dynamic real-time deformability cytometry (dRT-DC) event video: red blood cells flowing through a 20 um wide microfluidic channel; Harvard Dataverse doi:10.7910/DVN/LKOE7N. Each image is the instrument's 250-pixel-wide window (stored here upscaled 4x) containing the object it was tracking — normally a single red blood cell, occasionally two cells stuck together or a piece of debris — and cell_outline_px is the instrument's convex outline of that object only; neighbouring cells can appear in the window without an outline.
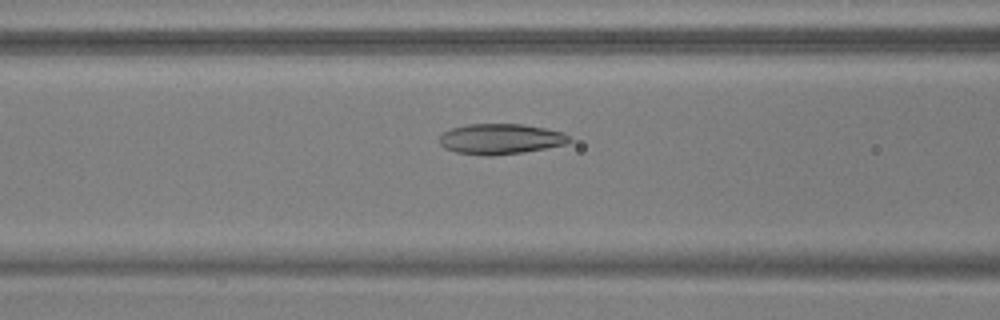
{"species": "common noctule bat (a hibernating species)", "species_latin": "Nyctalus noctula", "temperature_condition": "warm", "stored_images_in_passage": 54, "camera_frame_rate_fps": 3000, "um_per_image_px": 0.085, "animal": {"sex": "male", "body_mass_g": 17.9, "forearm_length_mm": 54.2}, "frame": {"image": 1, "passage_image": 23, "time_ms": 7.333, "image_size_px": [1000, 320], "cell_outline_px": [[572, 140], [564, 144], [524, 152], [492, 156], [488, 156], [456, 152], [444, 148], [440, 144], [440, 136], [444, 132], [452, 128], [468, 124], [524, 124], [564, 132]], "centroid_in_image_um": [42.54, 11.81], "position_along_channel_um": 124.1, "area_um2": 22.95}}
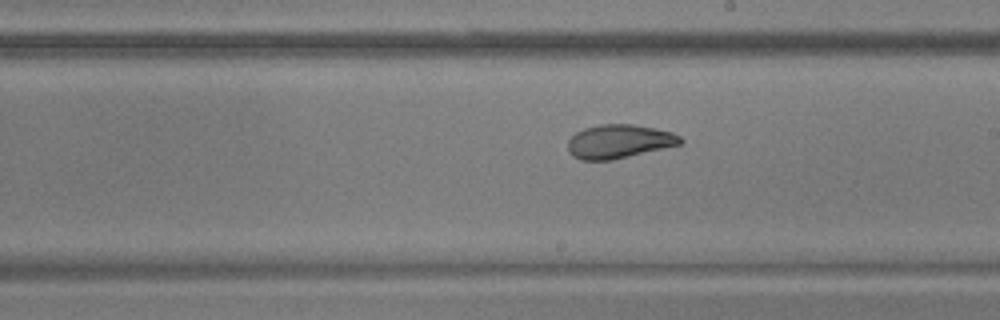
{"frame": {"image": 2, "passage_image": 32, "time_ms": 10.333, "image_size_px": [1000, 320], "cell_outline_px": [[684, 140], [680, 144], [612, 160], [580, 160], [572, 156], [568, 152], [568, 140], [576, 132], [584, 128], [600, 124], [632, 124], [656, 128], [672, 132], [680, 136]], "centroid_in_image_um": [52.59, 12.02], "position_along_channel_um": 236.4, "area_um2": 22.14}}
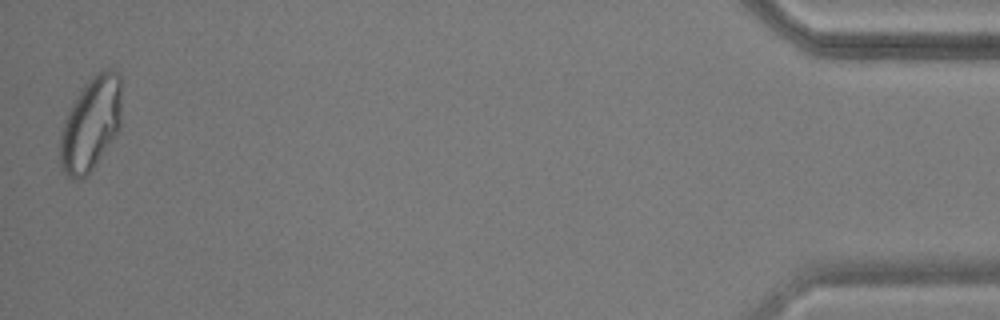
{"frame": {"image": 3, "passage_image": 54, "time_ms": 17.667, "image_size_px": [1000, 320], "cell_outline_px": [[120, 128], [92, 168], [80, 180], [72, 180], [64, 172], [60, 164], [60, 136], [64, 120], [72, 104], [84, 84], [96, 72], [104, 68], [108, 68], [116, 72], [120, 76]], "centroid_in_image_um": [7.7, 10.51], "position_along_channel_um": 427.5, "area_um2": 33.18}, "authors_computed_cell_mechanics": {"area_um2": 25.1719, "velocity_mm_per_s": 3.7476, "shape_relaxation_time_tau1_ms": 3.8641, "shape_relaxation_time_tau2_ms": 1.5316, "deformation_change_tau1": 0.1363, "deformation_change_tau2": 0.0652}}